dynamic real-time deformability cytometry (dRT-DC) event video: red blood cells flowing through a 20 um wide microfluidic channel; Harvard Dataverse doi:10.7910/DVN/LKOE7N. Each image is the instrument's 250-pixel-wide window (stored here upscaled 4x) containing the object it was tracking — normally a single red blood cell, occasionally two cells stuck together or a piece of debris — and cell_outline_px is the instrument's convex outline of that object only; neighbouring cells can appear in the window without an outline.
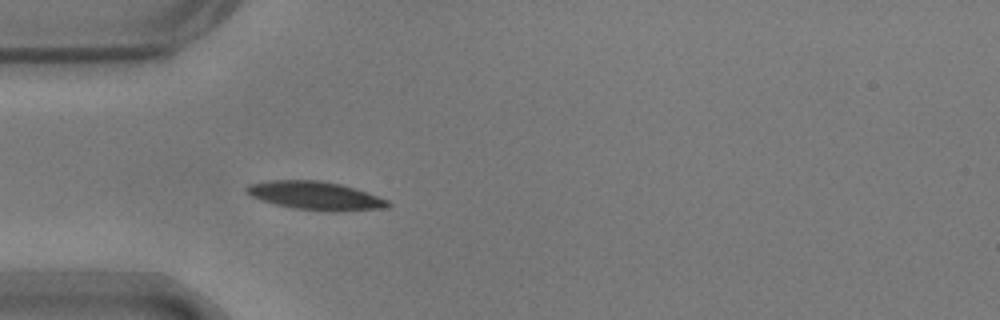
{"species": "common noctule bat (a hibernating species)", "species_latin": "Nyctalus noctula", "temperature_condition": "warm", "stored_images_in_passage": 13, "camera_frame_rate_fps": 3000, "um_per_image_px": 0.085, "animal": {"sex": "male", "body_mass_g": 17.9}, "frame": {"image": 1, "passage_image": 6, "time_ms": 1.667, "image_size_px": [1000, 320], "cell_outline_px": [[392, 204], [380, 208], [332, 212], [292, 208], [260, 200], [252, 196], [244, 188], [248, 184], [268, 180], [320, 180], [340, 184], [388, 200]], "centroid_in_image_um": [26.74, 16.63], "position_along_channel_um": 58.3, "area_um2": 23.06}}
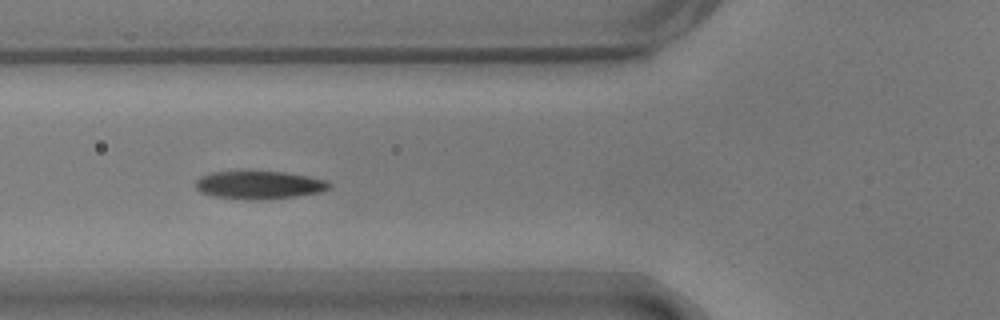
{"frame": {"image": 2, "passage_image": 10, "time_ms": 3.0, "image_size_px": [1000, 320], "cell_outline_px": [[332, 184], [328, 188], [320, 192], [296, 196], [260, 200], [248, 200], [212, 196], [200, 192], [196, 188], [196, 180], [200, 176], [212, 172], [284, 172], [308, 176], [328, 180]], "centroid_in_image_um": [22.03, 15.73], "position_along_channel_um": 103.8, "area_um2": 21.79}}